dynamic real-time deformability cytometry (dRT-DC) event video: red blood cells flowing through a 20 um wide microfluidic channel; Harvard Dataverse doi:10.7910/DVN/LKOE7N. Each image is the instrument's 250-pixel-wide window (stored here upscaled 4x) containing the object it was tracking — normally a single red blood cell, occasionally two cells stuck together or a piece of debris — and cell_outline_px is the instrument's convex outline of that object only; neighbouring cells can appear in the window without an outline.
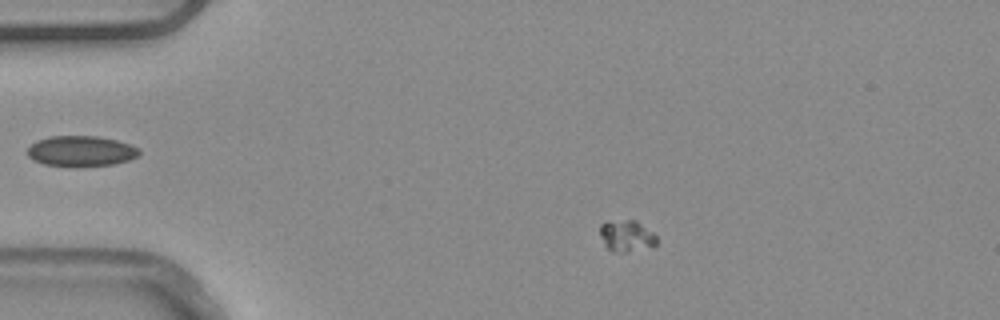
{"species": "common noctule bat (a hibernating species)", "species_latin": "Nyctalus noctula", "temperature_condition": "warm", "stored_images_in_passage": 44, "camera_frame_rate_fps": 3000, "um_per_image_px": 0.085, "animal": {"sex": "male", "body_mass_g": 20.4}, "frame": {"image": 1, "passage_image": 1, "time_ms": 0.0, "image_size_px": [1000, 320], "cell_outline_px": [[656, 244], [652, 248], [624, 252], [612, 252], [604, 244], [600, 232], [600, 224], [608, 220], [636, 220], [652, 232], [656, 236]], "centroid_in_image_um": [53.25, 20.05], "position_along_channel_um": 31.7, "area_um2": 10.52}}
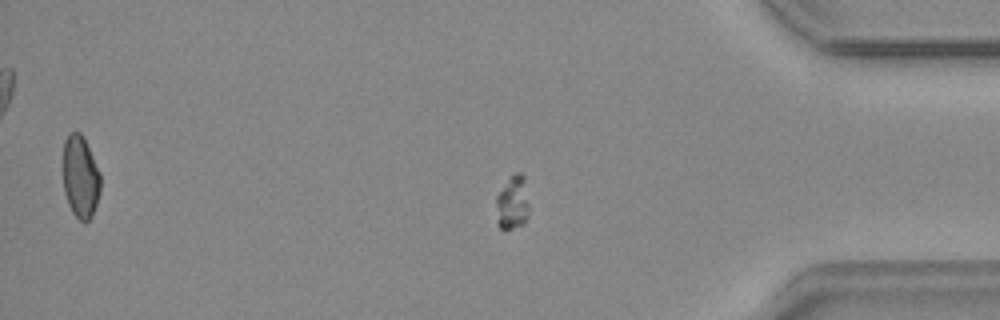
{"frame": {"image": 2, "passage_image": 35, "time_ms": 11.333, "image_size_px": [1000, 320], "cell_outline_px": [[528, 216], [524, 224], [512, 228], [500, 228], [496, 224], [496, 196], [508, 180], [516, 172], [520, 172], [524, 176], [528, 204]], "centroid_in_image_um": [43.55, 17.26], "position_along_channel_um": 391.7, "area_um2": 10.29}}
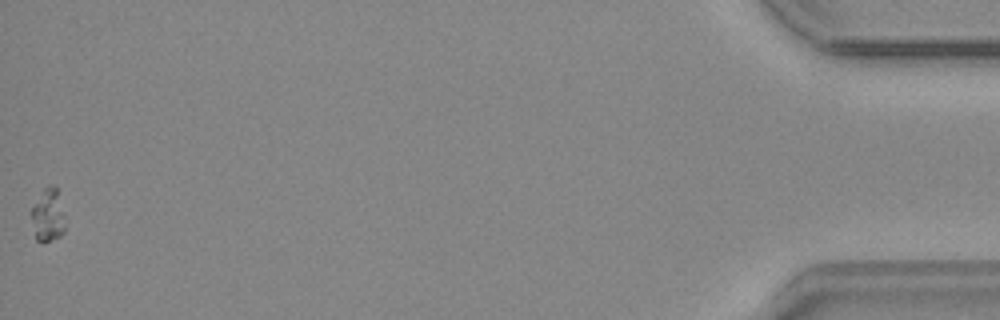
{"frame": {"image": 3, "passage_image": 44, "time_ms": 14.333, "image_size_px": [1000, 320], "cell_outline_px": [[64, 232], [60, 236], [48, 240], [36, 240], [32, 216], [32, 208], [44, 188], [52, 184], [56, 184], [64, 216]], "centroid_in_image_um": [4.1, 18.25], "position_along_channel_um": 431.1, "area_um2": 10.0}}